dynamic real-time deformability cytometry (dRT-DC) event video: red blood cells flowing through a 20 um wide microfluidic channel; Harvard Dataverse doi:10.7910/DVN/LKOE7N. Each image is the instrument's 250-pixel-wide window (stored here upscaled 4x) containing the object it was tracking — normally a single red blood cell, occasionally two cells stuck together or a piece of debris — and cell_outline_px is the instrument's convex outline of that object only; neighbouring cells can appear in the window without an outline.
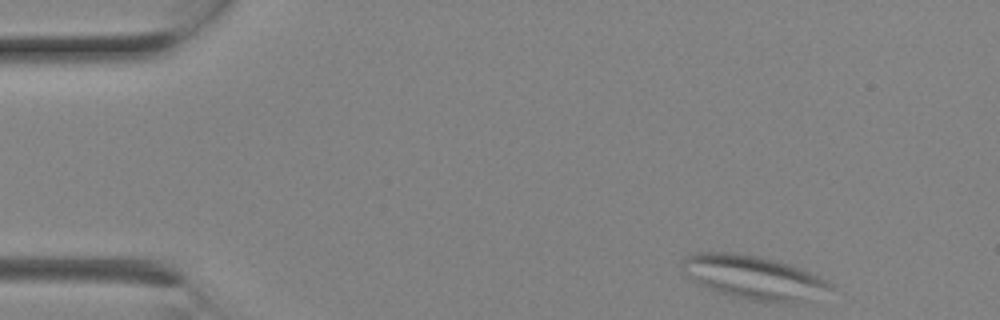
{"species": "Egyptian fruit bat (a non-hibernating species)", "species_latin": "Rousettus aegyptiacus", "temperature_condition": "room temperature", "stored_images_in_passage": 3, "camera_frame_rate_fps": 3000, "um_per_image_px": 0.085, "animal": {"sex": "female"}, "frame": {"image": 1, "passage_image": 3, "time_ms": 0.667, "image_size_px": [1000, 320], "cell_outline_px": [[836, 288], [808, 300], [796, 304], [748, 300], [732, 296], [708, 288], [692, 280], [680, 268], [680, 260], [684, 256], [696, 252], [732, 252], [756, 256], [792, 264], [820, 276], [836, 284]], "centroid_in_image_um": [64.1, 23.58], "position_along_channel_um": 20.9, "area_um2": 38.38}}